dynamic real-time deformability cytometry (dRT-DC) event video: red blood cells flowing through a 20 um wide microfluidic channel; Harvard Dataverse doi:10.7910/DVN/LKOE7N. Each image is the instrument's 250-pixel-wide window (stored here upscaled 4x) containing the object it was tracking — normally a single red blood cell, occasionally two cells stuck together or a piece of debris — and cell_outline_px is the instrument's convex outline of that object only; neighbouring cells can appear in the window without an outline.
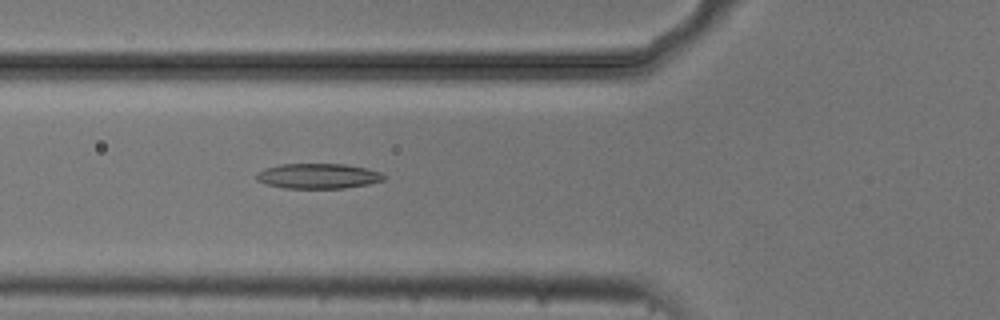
{"species": "common noctule bat (a hibernating species)", "species_latin": "Nyctalus noctula", "temperature_condition": "cold", "stored_images_in_passage": 5, "camera_frame_rate_fps": 3000, "um_per_image_px": 0.085, "animal": {"sex": "male", "body_mass_g": 20.5, "forearm_length_mm": 52.5}, "frame": {"image": 1, "passage_image": 5, "time_ms": 1.333, "image_size_px": [1000, 320], "cell_outline_px": [[388, 176], [384, 180], [368, 184], [344, 188], [284, 188], [268, 184], [256, 180], [256, 172], [264, 168], [280, 164], [344, 164], [368, 168], [380, 172]], "centroid_in_image_um": [27.05, 14.96], "position_along_channel_um": 98.7, "area_um2": 18.79}}